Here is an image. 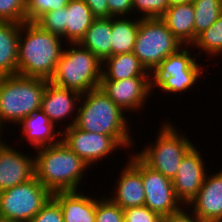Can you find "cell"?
Here are the masks:
<instances>
[{
    "instance_id": "1",
    "label": "cell",
    "mask_w": 222,
    "mask_h": 222,
    "mask_svg": "<svg viewBox=\"0 0 222 222\" xmlns=\"http://www.w3.org/2000/svg\"><path fill=\"white\" fill-rule=\"evenodd\" d=\"M64 40L35 22L20 24L17 74L50 81L64 51Z\"/></svg>"
},
{
    "instance_id": "2",
    "label": "cell",
    "mask_w": 222,
    "mask_h": 222,
    "mask_svg": "<svg viewBox=\"0 0 222 222\" xmlns=\"http://www.w3.org/2000/svg\"><path fill=\"white\" fill-rule=\"evenodd\" d=\"M79 103L74 124L77 128L112 136L125 150L131 149L135 143L127 114L100 87L81 94Z\"/></svg>"
},
{
    "instance_id": "3",
    "label": "cell",
    "mask_w": 222,
    "mask_h": 222,
    "mask_svg": "<svg viewBox=\"0 0 222 222\" xmlns=\"http://www.w3.org/2000/svg\"><path fill=\"white\" fill-rule=\"evenodd\" d=\"M35 152V177L52 194L81 190L79 185L90 167L62 140Z\"/></svg>"
},
{
    "instance_id": "4",
    "label": "cell",
    "mask_w": 222,
    "mask_h": 222,
    "mask_svg": "<svg viewBox=\"0 0 222 222\" xmlns=\"http://www.w3.org/2000/svg\"><path fill=\"white\" fill-rule=\"evenodd\" d=\"M47 80L21 75L0 76V135L9 122L16 126L41 109ZM6 124V125H5Z\"/></svg>"
},
{
    "instance_id": "5",
    "label": "cell",
    "mask_w": 222,
    "mask_h": 222,
    "mask_svg": "<svg viewBox=\"0 0 222 222\" xmlns=\"http://www.w3.org/2000/svg\"><path fill=\"white\" fill-rule=\"evenodd\" d=\"M66 45L50 82L80 94L99 88L102 61L79 43Z\"/></svg>"
},
{
    "instance_id": "6",
    "label": "cell",
    "mask_w": 222,
    "mask_h": 222,
    "mask_svg": "<svg viewBox=\"0 0 222 222\" xmlns=\"http://www.w3.org/2000/svg\"><path fill=\"white\" fill-rule=\"evenodd\" d=\"M163 124V125H162ZM161 124L156 141L135 154L150 168L173 180L185 154L194 146L171 122Z\"/></svg>"
},
{
    "instance_id": "7",
    "label": "cell",
    "mask_w": 222,
    "mask_h": 222,
    "mask_svg": "<svg viewBox=\"0 0 222 222\" xmlns=\"http://www.w3.org/2000/svg\"><path fill=\"white\" fill-rule=\"evenodd\" d=\"M183 46L161 18H139L133 53L149 73Z\"/></svg>"
},
{
    "instance_id": "8",
    "label": "cell",
    "mask_w": 222,
    "mask_h": 222,
    "mask_svg": "<svg viewBox=\"0 0 222 222\" xmlns=\"http://www.w3.org/2000/svg\"><path fill=\"white\" fill-rule=\"evenodd\" d=\"M51 197L52 193L34 177L0 191V217L29 222Z\"/></svg>"
},
{
    "instance_id": "9",
    "label": "cell",
    "mask_w": 222,
    "mask_h": 222,
    "mask_svg": "<svg viewBox=\"0 0 222 222\" xmlns=\"http://www.w3.org/2000/svg\"><path fill=\"white\" fill-rule=\"evenodd\" d=\"M61 131L62 142L89 167L99 164V161L109 158L111 153L123 148L112 136L83 131L75 125L61 129Z\"/></svg>"
},
{
    "instance_id": "10",
    "label": "cell",
    "mask_w": 222,
    "mask_h": 222,
    "mask_svg": "<svg viewBox=\"0 0 222 222\" xmlns=\"http://www.w3.org/2000/svg\"><path fill=\"white\" fill-rule=\"evenodd\" d=\"M123 111L139 112L151 97V76H135L122 80H101L99 86ZM136 110V111H135Z\"/></svg>"
},
{
    "instance_id": "11",
    "label": "cell",
    "mask_w": 222,
    "mask_h": 222,
    "mask_svg": "<svg viewBox=\"0 0 222 222\" xmlns=\"http://www.w3.org/2000/svg\"><path fill=\"white\" fill-rule=\"evenodd\" d=\"M141 176L145 190V203L160 217L179 211L183 206L174 193L172 180L153 170L141 160Z\"/></svg>"
},
{
    "instance_id": "12",
    "label": "cell",
    "mask_w": 222,
    "mask_h": 222,
    "mask_svg": "<svg viewBox=\"0 0 222 222\" xmlns=\"http://www.w3.org/2000/svg\"><path fill=\"white\" fill-rule=\"evenodd\" d=\"M197 146H193L184 156L172 183L174 193L182 206H188L197 196L205 181L207 165Z\"/></svg>"
},
{
    "instance_id": "13",
    "label": "cell",
    "mask_w": 222,
    "mask_h": 222,
    "mask_svg": "<svg viewBox=\"0 0 222 222\" xmlns=\"http://www.w3.org/2000/svg\"><path fill=\"white\" fill-rule=\"evenodd\" d=\"M0 135V191L35 177V158L5 143Z\"/></svg>"
},
{
    "instance_id": "14",
    "label": "cell",
    "mask_w": 222,
    "mask_h": 222,
    "mask_svg": "<svg viewBox=\"0 0 222 222\" xmlns=\"http://www.w3.org/2000/svg\"><path fill=\"white\" fill-rule=\"evenodd\" d=\"M115 182L114 194L109 199L125 210L131 207L144 206L145 190L141 176V159L133 153ZM117 184V185H116Z\"/></svg>"
},
{
    "instance_id": "15",
    "label": "cell",
    "mask_w": 222,
    "mask_h": 222,
    "mask_svg": "<svg viewBox=\"0 0 222 222\" xmlns=\"http://www.w3.org/2000/svg\"><path fill=\"white\" fill-rule=\"evenodd\" d=\"M81 94L75 90L62 88L50 81H47L45 91L42 96L41 110L48 116L49 120L57 126L59 121L70 120L68 128L75 124L77 109ZM74 114V116H73ZM74 118H70L72 117ZM68 117V118H67Z\"/></svg>"
},
{
    "instance_id": "16",
    "label": "cell",
    "mask_w": 222,
    "mask_h": 222,
    "mask_svg": "<svg viewBox=\"0 0 222 222\" xmlns=\"http://www.w3.org/2000/svg\"><path fill=\"white\" fill-rule=\"evenodd\" d=\"M187 207L204 222L222 220V169L207 173L197 196Z\"/></svg>"
},
{
    "instance_id": "17",
    "label": "cell",
    "mask_w": 222,
    "mask_h": 222,
    "mask_svg": "<svg viewBox=\"0 0 222 222\" xmlns=\"http://www.w3.org/2000/svg\"><path fill=\"white\" fill-rule=\"evenodd\" d=\"M18 125L23 135L19 136V140L27 139L33 150L61 141L62 131H55L56 126L41 109L25 117Z\"/></svg>"
},
{
    "instance_id": "18",
    "label": "cell",
    "mask_w": 222,
    "mask_h": 222,
    "mask_svg": "<svg viewBox=\"0 0 222 222\" xmlns=\"http://www.w3.org/2000/svg\"><path fill=\"white\" fill-rule=\"evenodd\" d=\"M191 46H183L176 53L169 55L164 59L161 64L151 74L152 89L165 77V76H178V75H203L202 68L205 67L202 62L199 64L197 53L192 54L190 51Z\"/></svg>"
},
{
    "instance_id": "19",
    "label": "cell",
    "mask_w": 222,
    "mask_h": 222,
    "mask_svg": "<svg viewBox=\"0 0 222 222\" xmlns=\"http://www.w3.org/2000/svg\"><path fill=\"white\" fill-rule=\"evenodd\" d=\"M52 197L60 205L64 222H95L96 197L83 191L55 192Z\"/></svg>"
},
{
    "instance_id": "20",
    "label": "cell",
    "mask_w": 222,
    "mask_h": 222,
    "mask_svg": "<svg viewBox=\"0 0 222 222\" xmlns=\"http://www.w3.org/2000/svg\"><path fill=\"white\" fill-rule=\"evenodd\" d=\"M194 6L192 3L170 5L161 19L172 34L184 45L195 42Z\"/></svg>"
},
{
    "instance_id": "21",
    "label": "cell",
    "mask_w": 222,
    "mask_h": 222,
    "mask_svg": "<svg viewBox=\"0 0 222 222\" xmlns=\"http://www.w3.org/2000/svg\"><path fill=\"white\" fill-rule=\"evenodd\" d=\"M135 76H151V73L133 52L112 55L102 62L101 80H122Z\"/></svg>"
},
{
    "instance_id": "22",
    "label": "cell",
    "mask_w": 222,
    "mask_h": 222,
    "mask_svg": "<svg viewBox=\"0 0 222 222\" xmlns=\"http://www.w3.org/2000/svg\"><path fill=\"white\" fill-rule=\"evenodd\" d=\"M20 24L0 21V76L16 75Z\"/></svg>"
},
{
    "instance_id": "23",
    "label": "cell",
    "mask_w": 222,
    "mask_h": 222,
    "mask_svg": "<svg viewBox=\"0 0 222 222\" xmlns=\"http://www.w3.org/2000/svg\"><path fill=\"white\" fill-rule=\"evenodd\" d=\"M94 19L90 7L83 0H69L65 6V41L79 43Z\"/></svg>"
},
{
    "instance_id": "24",
    "label": "cell",
    "mask_w": 222,
    "mask_h": 222,
    "mask_svg": "<svg viewBox=\"0 0 222 222\" xmlns=\"http://www.w3.org/2000/svg\"><path fill=\"white\" fill-rule=\"evenodd\" d=\"M79 44L102 62L111 56V17L94 19Z\"/></svg>"
},
{
    "instance_id": "25",
    "label": "cell",
    "mask_w": 222,
    "mask_h": 222,
    "mask_svg": "<svg viewBox=\"0 0 222 222\" xmlns=\"http://www.w3.org/2000/svg\"><path fill=\"white\" fill-rule=\"evenodd\" d=\"M129 17H111V56L130 53L134 50L139 17L137 19Z\"/></svg>"
},
{
    "instance_id": "26",
    "label": "cell",
    "mask_w": 222,
    "mask_h": 222,
    "mask_svg": "<svg viewBox=\"0 0 222 222\" xmlns=\"http://www.w3.org/2000/svg\"><path fill=\"white\" fill-rule=\"evenodd\" d=\"M191 47L196 48L200 54L206 52L209 59H218L217 56L222 55V14L208 29L197 36Z\"/></svg>"
},
{
    "instance_id": "27",
    "label": "cell",
    "mask_w": 222,
    "mask_h": 222,
    "mask_svg": "<svg viewBox=\"0 0 222 222\" xmlns=\"http://www.w3.org/2000/svg\"><path fill=\"white\" fill-rule=\"evenodd\" d=\"M195 40L208 29L222 14V0H193Z\"/></svg>"
},
{
    "instance_id": "28",
    "label": "cell",
    "mask_w": 222,
    "mask_h": 222,
    "mask_svg": "<svg viewBox=\"0 0 222 222\" xmlns=\"http://www.w3.org/2000/svg\"><path fill=\"white\" fill-rule=\"evenodd\" d=\"M201 79V75H178V76H165L155 87L164 93L177 94L182 92L186 93L191 91V88Z\"/></svg>"
},
{
    "instance_id": "29",
    "label": "cell",
    "mask_w": 222,
    "mask_h": 222,
    "mask_svg": "<svg viewBox=\"0 0 222 222\" xmlns=\"http://www.w3.org/2000/svg\"><path fill=\"white\" fill-rule=\"evenodd\" d=\"M68 3L69 0H26V21L36 22L47 12L63 8Z\"/></svg>"
},
{
    "instance_id": "30",
    "label": "cell",
    "mask_w": 222,
    "mask_h": 222,
    "mask_svg": "<svg viewBox=\"0 0 222 222\" xmlns=\"http://www.w3.org/2000/svg\"><path fill=\"white\" fill-rule=\"evenodd\" d=\"M95 222H124V210L109 198L96 196Z\"/></svg>"
},
{
    "instance_id": "31",
    "label": "cell",
    "mask_w": 222,
    "mask_h": 222,
    "mask_svg": "<svg viewBox=\"0 0 222 222\" xmlns=\"http://www.w3.org/2000/svg\"><path fill=\"white\" fill-rule=\"evenodd\" d=\"M35 23L43 30L56 34L65 41V7L47 12Z\"/></svg>"
},
{
    "instance_id": "32",
    "label": "cell",
    "mask_w": 222,
    "mask_h": 222,
    "mask_svg": "<svg viewBox=\"0 0 222 222\" xmlns=\"http://www.w3.org/2000/svg\"><path fill=\"white\" fill-rule=\"evenodd\" d=\"M26 0H0L1 22H26Z\"/></svg>"
},
{
    "instance_id": "33",
    "label": "cell",
    "mask_w": 222,
    "mask_h": 222,
    "mask_svg": "<svg viewBox=\"0 0 222 222\" xmlns=\"http://www.w3.org/2000/svg\"><path fill=\"white\" fill-rule=\"evenodd\" d=\"M168 8L167 0H133V14L138 11L139 18H161Z\"/></svg>"
},
{
    "instance_id": "34",
    "label": "cell",
    "mask_w": 222,
    "mask_h": 222,
    "mask_svg": "<svg viewBox=\"0 0 222 222\" xmlns=\"http://www.w3.org/2000/svg\"><path fill=\"white\" fill-rule=\"evenodd\" d=\"M29 222H64L59 203L51 197Z\"/></svg>"
},
{
    "instance_id": "35",
    "label": "cell",
    "mask_w": 222,
    "mask_h": 222,
    "mask_svg": "<svg viewBox=\"0 0 222 222\" xmlns=\"http://www.w3.org/2000/svg\"><path fill=\"white\" fill-rule=\"evenodd\" d=\"M124 222H161V217L144 205L125 209Z\"/></svg>"
},
{
    "instance_id": "36",
    "label": "cell",
    "mask_w": 222,
    "mask_h": 222,
    "mask_svg": "<svg viewBox=\"0 0 222 222\" xmlns=\"http://www.w3.org/2000/svg\"><path fill=\"white\" fill-rule=\"evenodd\" d=\"M107 5L112 17L133 15V0H107Z\"/></svg>"
},
{
    "instance_id": "37",
    "label": "cell",
    "mask_w": 222,
    "mask_h": 222,
    "mask_svg": "<svg viewBox=\"0 0 222 222\" xmlns=\"http://www.w3.org/2000/svg\"><path fill=\"white\" fill-rule=\"evenodd\" d=\"M188 211V212H186ZM190 209L184 206L179 211L169 214L167 216L161 217V222H204L192 211L189 213Z\"/></svg>"
},
{
    "instance_id": "38",
    "label": "cell",
    "mask_w": 222,
    "mask_h": 222,
    "mask_svg": "<svg viewBox=\"0 0 222 222\" xmlns=\"http://www.w3.org/2000/svg\"><path fill=\"white\" fill-rule=\"evenodd\" d=\"M91 9L95 19L110 18L107 0H83Z\"/></svg>"
},
{
    "instance_id": "39",
    "label": "cell",
    "mask_w": 222,
    "mask_h": 222,
    "mask_svg": "<svg viewBox=\"0 0 222 222\" xmlns=\"http://www.w3.org/2000/svg\"><path fill=\"white\" fill-rule=\"evenodd\" d=\"M169 6L174 4H181V3H192L193 0H167Z\"/></svg>"
},
{
    "instance_id": "40",
    "label": "cell",
    "mask_w": 222,
    "mask_h": 222,
    "mask_svg": "<svg viewBox=\"0 0 222 222\" xmlns=\"http://www.w3.org/2000/svg\"><path fill=\"white\" fill-rule=\"evenodd\" d=\"M0 222H22V221H16V220L6 219V218L0 217Z\"/></svg>"
}]
</instances>
